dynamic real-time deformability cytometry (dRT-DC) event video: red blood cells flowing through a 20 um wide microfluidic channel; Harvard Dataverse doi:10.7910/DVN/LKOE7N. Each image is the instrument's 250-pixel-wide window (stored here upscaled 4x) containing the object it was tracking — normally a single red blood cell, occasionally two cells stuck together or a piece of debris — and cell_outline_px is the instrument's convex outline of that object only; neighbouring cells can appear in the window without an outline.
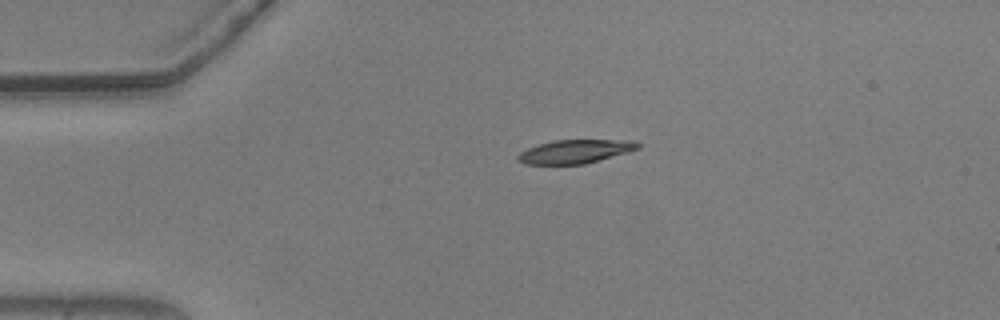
{"species": "common noctule bat (a hibernating species)", "species_latin": "Nyctalus noctula", "temperature_condition": "warm", "stored_images_in_passage": 8, "camera_frame_rate_fps": 3000, "um_per_image_px": 0.085, "animal": {"sex": "male", "body_mass_g": 20.5, "forearm_length_mm": 52.5}, "frame": {"image": 1, "passage_image": 1, "time_ms": 0.0, "image_size_px": [1000, 320], "cell_outline_px": [[640, 148], [628, 152], [584, 164], [524, 164], [516, 156], [520, 152], [528, 148], [540, 144], [556, 140], [636, 140], [640, 144]], "centroid_in_image_um": [48.93, 12.87], "position_along_channel_um": 36.1, "area_um2": 16.36}}